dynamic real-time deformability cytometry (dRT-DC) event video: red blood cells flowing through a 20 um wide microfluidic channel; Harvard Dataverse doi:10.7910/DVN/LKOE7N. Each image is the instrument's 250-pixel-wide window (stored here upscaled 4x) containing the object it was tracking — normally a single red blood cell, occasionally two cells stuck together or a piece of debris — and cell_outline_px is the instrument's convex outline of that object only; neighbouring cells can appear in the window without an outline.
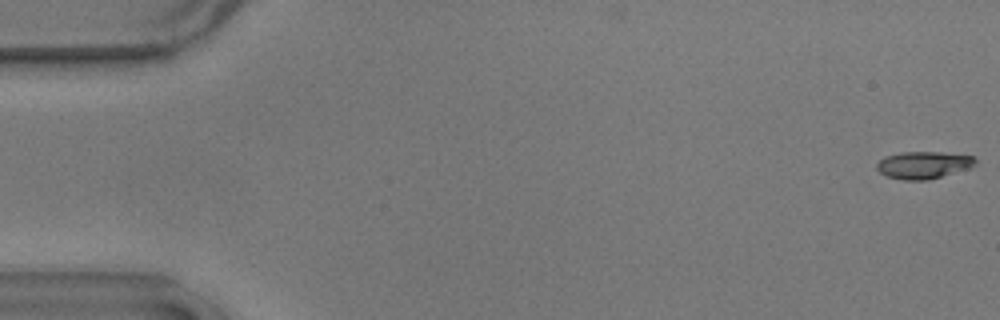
{"species": "common noctule bat (a hibernating species)", "species_latin": "Nyctalus noctula", "temperature_condition": "warm", "stored_images_in_passage": 57, "camera_frame_rate_fps": 3000, "um_per_image_px": 0.085, "animal": {"sex": "male", "body_mass_g": 17.9}, "frame": {"image": 1, "passage_image": 1, "time_ms": 0.0, "image_size_px": [1000, 320], "cell_outline_px": [[976, 164], [972, 168], [928, 180], [904, 180], [888, 176], [880, 172], [876, 168], [876, 164], [884, 156], [904, 152], [944, 152], [976, 156]], "centroid_in_image_um": [78.55, 14.02], "position_along_channel_um": 6.4, "area_um2": 15.84}}
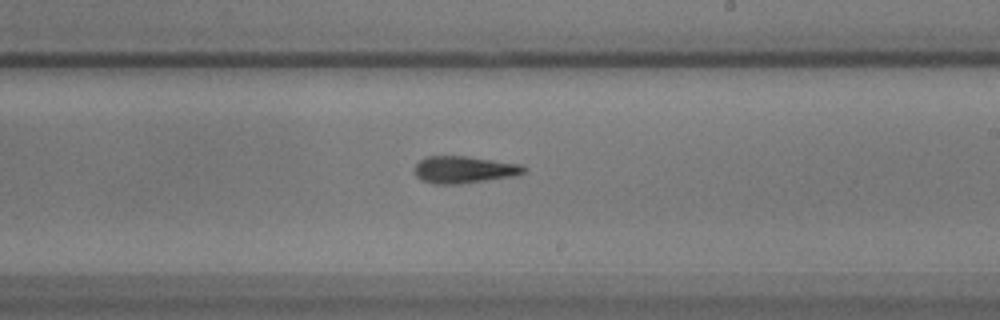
{"frame": {"image": 2, "passage_image": 33, "time_ms": 10.667, "image_size_px": [1000, 320], "cell_outline_px": [[528, 172], [516, 176], [460, 184], [432, 184], [420, 180], [416, 176], [416, 164], [420, 160], [428, 156], [464, 156], [524, 164], [528, 168]], "centroid_in_image_um": [39.52, 14.43], "position_along_channel_um": 249.5, "area_um2": 17.51}}
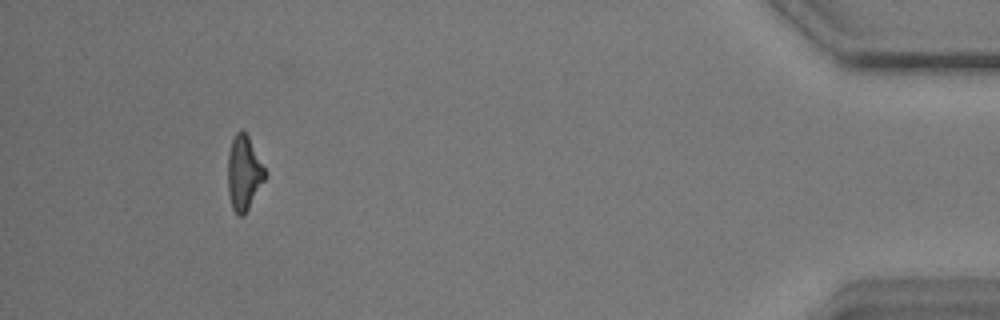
{"frame": {"image": 3, "passage_image": 52, "time_ms": 17.0, "image_size_px": [1000, 320], "cell_outline_px": [[264, 180], [244, 216], [240, 216], [232, 208], [228, 192], [228, 152], [232, 140], [236, 132], [240, 128], [244, 128], [264, 168]], "centroid_in_image_um": [20.69, 14.67], "position_along_channel_um": 414.5, "area_um2": 15.9}, "authors_computed_cell_mechanics": {"area_um2": 16.5886, "velocity_mm_per_s": 3.6354, "shape_relaxation_time_tau1_ms": null, "shape_relaxation_time_tau2_ms": 7.7361, "deformation_change_tau1": null, "deformation_change_tau2": 0.2079}}